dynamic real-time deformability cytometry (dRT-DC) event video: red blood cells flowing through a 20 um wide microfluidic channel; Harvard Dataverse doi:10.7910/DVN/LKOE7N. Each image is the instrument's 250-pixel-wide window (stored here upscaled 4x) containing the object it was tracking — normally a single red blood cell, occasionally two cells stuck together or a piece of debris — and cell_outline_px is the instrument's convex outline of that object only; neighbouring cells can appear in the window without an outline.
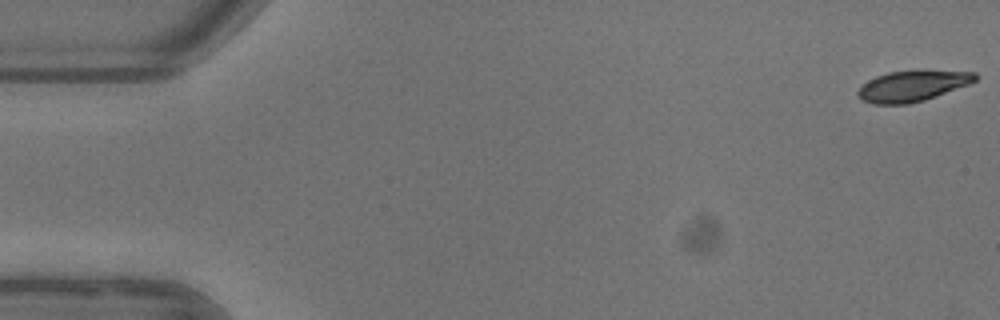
{"species": "common noctule bat (a hibernating species)", "species_latin": "Nyctalus noctula", "temperature_condition": "warm", "stored_images_in_passage": 53, "camera_frame_rate_fps": 3000, "um_per_image_px": 0.085, "animal": {"sex": "female"}, "frame": {"image": 1, "passage_image": 1, "time_ms": 0.0, "image_size_px": [1000, 320], "cell_outline_px": [[980, 76], [976, 80], [968, 84], [936, 96], [924, 100], [908, 104], [872, 104], [856, 96], [856, 92], [868, 80], [876, 76], [888, 72], [976, 72]], "centroid_in_image_um": [77.51, 7.34], "position_along_channel_um": 7.5, "area_um2": 20.4}}
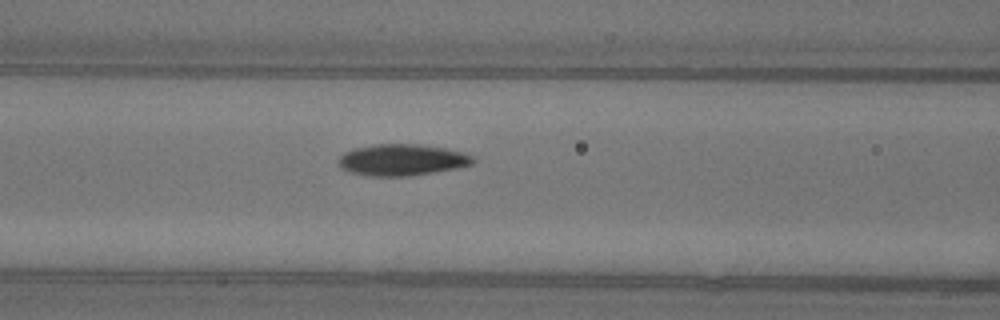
{"frame": {"image": 2, "passage_image": 22, "time_ms": 7.0, "image_size_px": [1000, 320], "cell_outline_px": [[476, 160], [472, 164], [456, 168], [408, 176], [364, 176], [348, 172], [340, 168], [336, 160], [344, 152], [352, 148], [376, 144], [420, 144], [444, 148], [464, 152], [472, 156]], "centroid_in_image_um": [34.1, 13.59], "position_along_channel_um": 132.5, "area_um2": 24.91}}
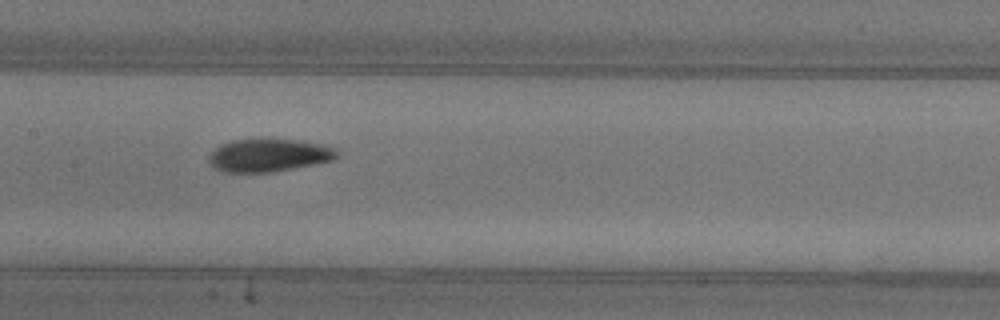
{"frame": {"image": 3, "passage_image": 26, "time_ms": 8.333, "image_size_px": [1000, 320], "cell_outline_px": [[336, 160], [316, 164], [272, 172], [224, 172], [208, 164], [208, 156], [220, 144], [228, 140], [264, 136], [296, 140], [324, 144], [336, 148]], "centroid_in_image_um": [22.82, 13.15], "position_along_channel_um": 184.6, "area_um2": 25.49}, "authors_computed_cell_mechanics": {"area_um2": 23.6402, "velocity_mm_per_s": 3.9005, "shape_relaxation_time_tau1_ms": 3.243, "shape_relaxation_time_tau2_ms": 2.2966, "deformation_change_tau1": 0.1561, "deformation_change_tau2": 0.0558}}